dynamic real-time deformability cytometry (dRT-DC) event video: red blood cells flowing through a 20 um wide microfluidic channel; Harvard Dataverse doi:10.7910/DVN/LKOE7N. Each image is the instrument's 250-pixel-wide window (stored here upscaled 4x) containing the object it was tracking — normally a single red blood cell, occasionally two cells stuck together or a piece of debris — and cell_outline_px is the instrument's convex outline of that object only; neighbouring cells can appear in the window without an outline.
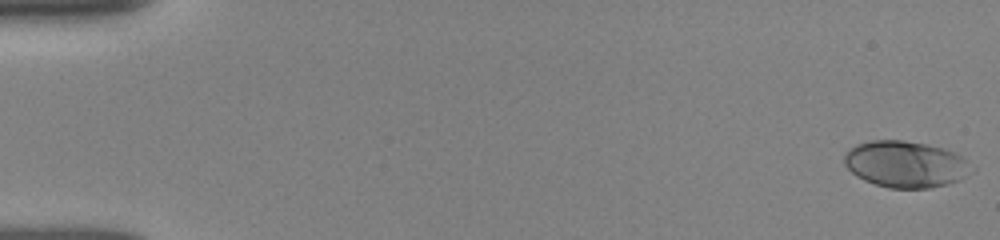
{"species": "human", "species_latin": "Homo sapiens", "temperature_condition": "room temperature", "stored_images_in_passage": 37, "camera_frame_rate_fps": 3000, "um_per_image_px": 0.085, "donor": {"sex": "female"}, "frame": {"image": 1, "passage_image": 1, "time_ms": 0.0, "image_size_px": [1000, 240], "cell_outline_px": [[976, 172], [960, 180], [948, 184], [928, 188], [888, 188], [864, 180], [856, 176], [844, 164], [844, 152], [848, 148], [856, 144], [868, 140], [904, 140], [944, 148], [956, 152], [976, 168]], "centroid_in_image_um": [77.01, 13.95], "position_along_channel_um": 8.0, "area_um2": 35.03}}
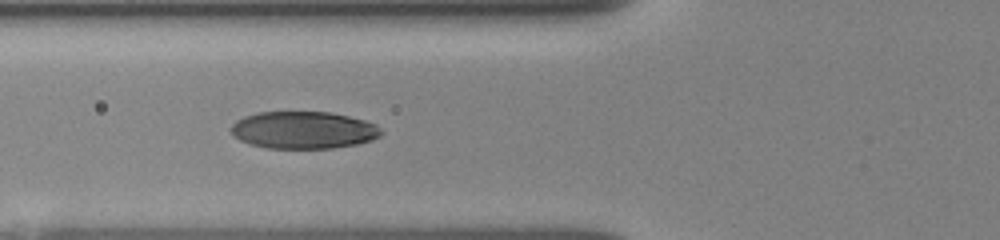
{"frame": {"image": 2, "passage_image": 27, "time_ms": 6.333, "image_size_px": [1000, 240], "cell_outline_px": [[384, 132], [380, 136], [372, 140], [356, 144], [332, 148], [268, 148], [252, 144], [240, 140], [232, 136], [232, 124], [236, 120], [244, 116], [256, 112], [332, 112], [364, 120], [376, 124]], "centroid_in_image_um": [25.81, 11.05], "position_along_channel_um": 100.0, "area_um2": 32.66}}
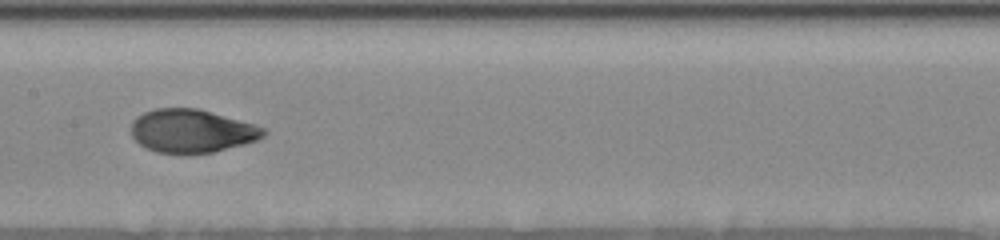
{"frame": {"image": 3, "passage_image": 36, "time_ms": 8.667, "image_size_px": [1000, 240], "cell_outline_px": [[268, 132], [264, 136], [256, 140], [244, 144], [212, 152], [184, 156], [156, 152], [144, 148], [132, 136], [132, 120], [136, 116], [144, 112], [156, 108], [196, 108], [256, 124], [264, 128]], "centroid_in_image_um": [16.28, 11.16], "position_along_channel_um": 191.1, "area_um2": 33.93}}